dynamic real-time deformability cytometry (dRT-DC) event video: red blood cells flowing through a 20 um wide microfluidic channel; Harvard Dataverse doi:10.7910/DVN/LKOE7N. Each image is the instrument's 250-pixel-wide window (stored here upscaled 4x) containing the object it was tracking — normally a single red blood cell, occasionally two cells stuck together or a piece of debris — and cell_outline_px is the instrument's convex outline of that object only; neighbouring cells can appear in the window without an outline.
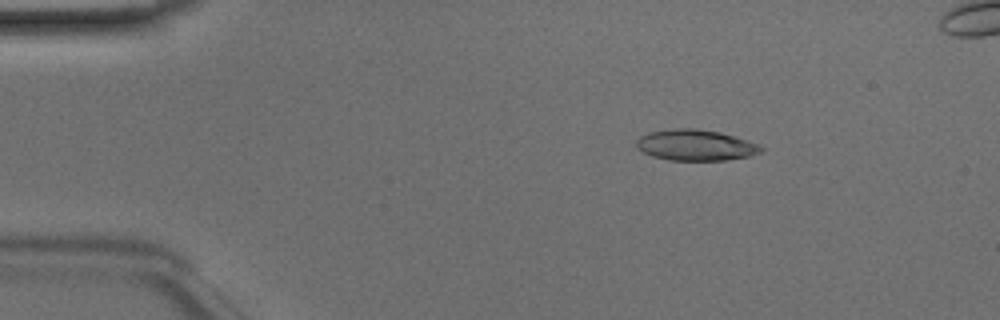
{"species": "Egyptian fruit bat (a non-hibernating species)", "species_latin": "Rousettus aegyptiacus", "temperature_condition": "room temperature", "stored_images_in_passage": 44, "camera_frame_rate_fps": 3000, "um_per_image_px": 0.085, "animal": {"sex": "male"}, "frame": {"image": 1, "passage_image": 4, "time_ms": 1.0, "image_size_px": [1000, 320], "cell_outline_px": [[764, 148], [760, 152], [748, 156], [724, 160], [668, 160], [652, 156], [636, 148], [636, 140], [640, 136], [648, 132], [672, 128], [696, 128], [720, 132], [760, 144]], "centroid_in_image_um": [59.09, 12.32], "position_along_channel_um": 25.9, "area_um2": 22.54}}
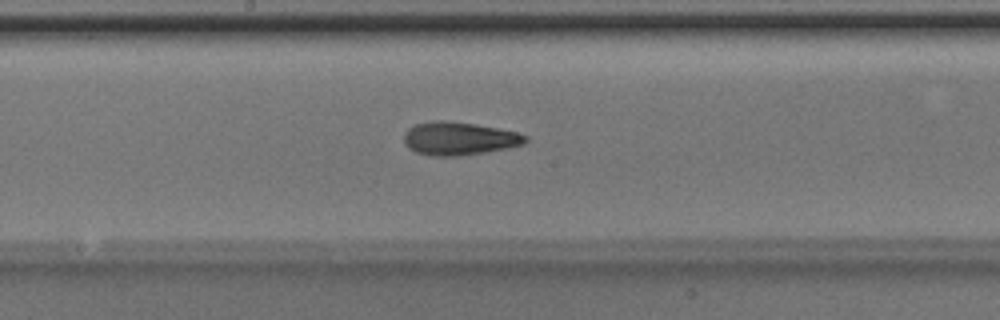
{"frame": {"image": 2, "passage_image": 22, "time_ms": 7.0, "image_size_px": [1000, 320], "cell_outline_px": [[528, 140], [524, 144], [484, 152], [460, 156], [432, 156], [416, 152], [408, 148], [404, 144], [404, 132], [408, 128], [416, 124], [436, 120], [448, 120], [476, 124], [516, 132], [528, 136]], "centroid_in_image_um": [38.98, 11.77], "position_along_channel_um": 209.2, "area_um2": 23.47}}
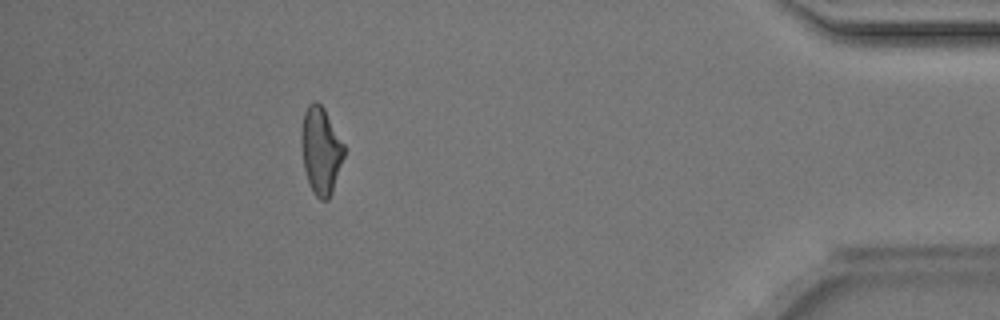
{"frame": {"image": 3, "passage_image": 40, "time_ms": 13.0, "image_size_px": [1000, 320], "cell_outline_px": [[344, 156], [332, 192], [328, 200], [320, 200], [312, 192], [304, 168], [300, 140], [300, 132], [304, 112], [308, 104], [316, 100], [324, 108], [344, 144]], "centroid_in_image_um": [27.25, 12.78], "position_along_channel_um": 407.9, "area_um2": 21.73}, "authors_computed_cell_mechanics": {"area_um2": 22.0796, "velocity_mm_per_s": 4.1708, "shape_relaxation_time_tau1_ms": 3.478, "shape_relaxation_time_tau2_ms": 3.2046, "deformation_change_tau1": 0.1429, "deformation_change_tau2": 0.1216}}